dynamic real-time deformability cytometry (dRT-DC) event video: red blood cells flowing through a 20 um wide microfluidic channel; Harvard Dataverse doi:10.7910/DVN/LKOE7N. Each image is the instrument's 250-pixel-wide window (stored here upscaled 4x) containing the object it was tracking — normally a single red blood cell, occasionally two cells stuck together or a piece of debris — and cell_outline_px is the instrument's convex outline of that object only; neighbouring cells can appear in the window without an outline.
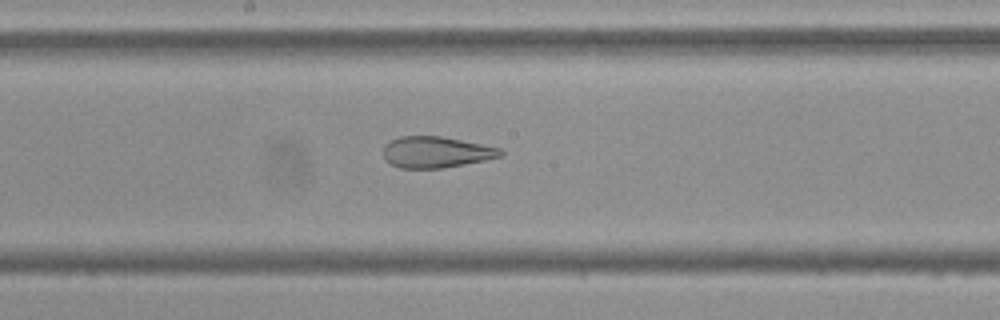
{"species": "Egyptian fruit bat (a non-hibernating species)", "species_latin": "Rousettus aegyptiacus", "temperature_condition": "cold", "stored_images_in_passage": 51, "camera_frame_rate_fps": 3000, "um_per_image_px": 0.085, "frame": {"image": 1, "passage_image": 29, "time_ms": 9.333, "image_size_px": [1000, 320], "cell_outline_px": [[504, 156], [444, 168], [400, 168], [384, 160], [384, 144], [388, 140], [400, 136], [440, 136], [500, 148], [504, 152]], "centroid_in_image_um": [37.04, 12.93], "position_along_channel_um": 211.2, "area_um2": 21.33}}
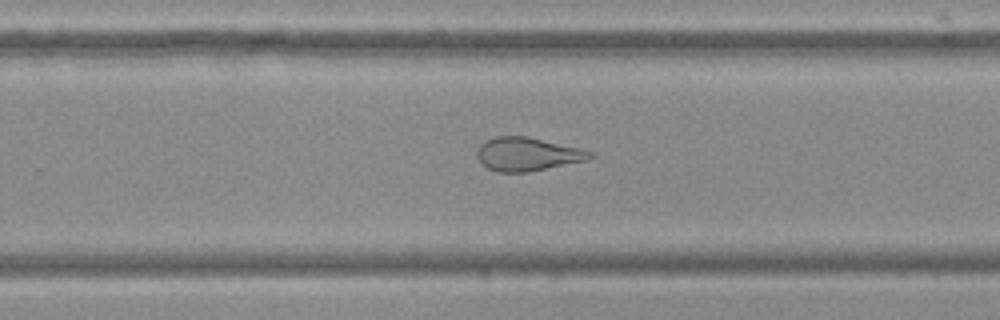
{"frame": {"image": 2, "passage_image": 35, "time_ms": 11.333, "image_size_px": [1000, 320], "cell_outline_px": [[596, 156], [588, 160], [528, 172], [500, 172], [488, 168], [476, 156], [476, 152], [480, 144], [484, 140], [496, 136], [528, 136], [580, 148], [592, 152]], "centroid_in_image_um": [44.84, 13.09], "position_along_channel_um": 285.0, "area_um2": 22.08}}
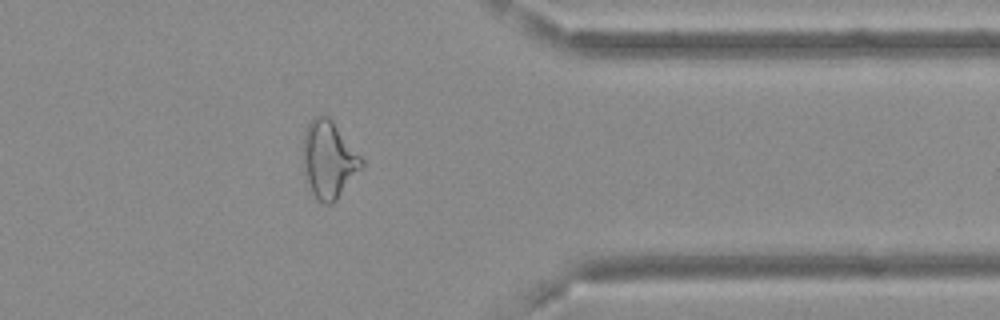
{"frame": {"image": 3, "passage_image": 44, "time_ms": 14.333, "image_size_px": [1000, 320], "cell_outline_px": [[364, 164], [336, 200], [332, 204], [324, 204], [316, 200], [304, 180], [304, 132], [308, 124], [316, 116], [328, 116], [332, 120], [364, 160]], "centroid_in_image_um": [27.93, 13.6], "position_along_channel_um": 383.5, "area_um2": 26.13}}